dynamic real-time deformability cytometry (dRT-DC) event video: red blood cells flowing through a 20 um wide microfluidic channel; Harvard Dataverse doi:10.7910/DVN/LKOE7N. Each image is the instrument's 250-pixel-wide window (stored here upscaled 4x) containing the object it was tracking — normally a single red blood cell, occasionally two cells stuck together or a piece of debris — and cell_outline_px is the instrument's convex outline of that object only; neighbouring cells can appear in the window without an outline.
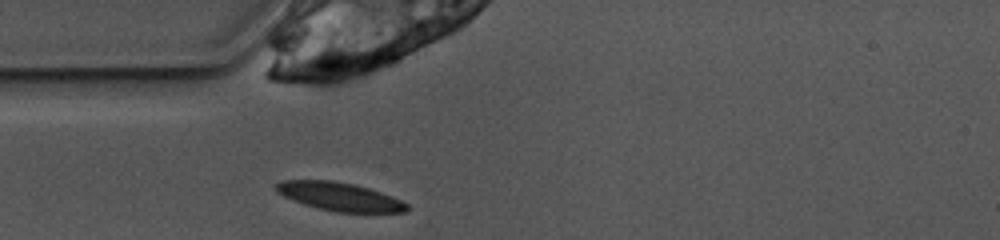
{"species": "common noctule bat (a hibernating species)", "species_latin": "Nyctalus noctula", "temperature_condition": "warm", "stored_images_in_passage": 38, "camera_frame_rate_fps": 3000, "um_per_image_px": 0.085, "animal": {"sex": "female", "body_mass_g": 10.0, "forearm_length_mm": 53.1}, "frame": {"image": 1, "passage_image": 1, "time_ms": 0.0, "image_size_px": [1000, 240], "cell_outline_px": [[408, 208], [404, 212], [336, 212], [304, 204], [292, 200], [276, 192], [276, 184], [284, 180], [332, 180], [352, 184], [368, 188], [392, 196], [408, 204]], "centroid_in_image_um": [28.85, 16.71], "position_along_channel_um": 56.2, "area_um2": 21.33}}
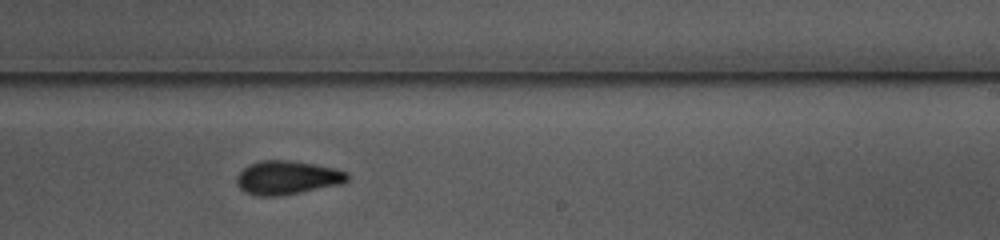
{"frame": {"image": 2, "passage_image": 17, "time_ms": 5.333, "image_size_px": [1000, 240], "cell_outline_px": [[348, 180], [340, 184], [280, 196], [256, 196], [244, 192], [236, 184], [236, 176], [248, 164], [260, 160], [288, 160], [336, 168], [348, 172]], "centroid_in_image_um": [24.37, 15.1], "position_along_channel_um": 264.6, "area_um2": 21.79}}
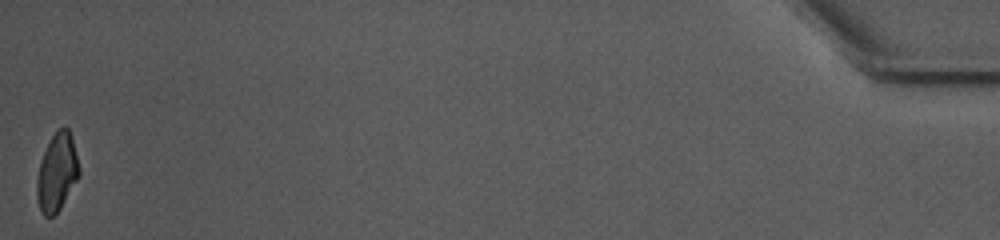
{"frame": {"image": 3, "passage_image": 38, "time_ms": 12.333, "image_size_px": [1000, 240], "cell_outline_px": [[80, 176], [60, 208], [52, 216], [44, 216], [40, 208], [36, 196], [36, 180], [40, 160], [52, 136], [64, 124], [68, 128], [72, 136], [80, 168]], "centroid_in_image_um": [4.85, 14.63], "position_along_channel_um": 430.3, "area_um2": 19.19}, "authors_computed_cell_mechanics": {"area_um2": 21.0681, "velocity_mm_per_s": 3.9113, "shape_relaxation_time_tau1_ms": 3.8245, "shape_relaxation_time_tau2_ms": 4.3453, "deformation_change_tau1": 0.1418, "deformation_change_tau2": 0.0802}}